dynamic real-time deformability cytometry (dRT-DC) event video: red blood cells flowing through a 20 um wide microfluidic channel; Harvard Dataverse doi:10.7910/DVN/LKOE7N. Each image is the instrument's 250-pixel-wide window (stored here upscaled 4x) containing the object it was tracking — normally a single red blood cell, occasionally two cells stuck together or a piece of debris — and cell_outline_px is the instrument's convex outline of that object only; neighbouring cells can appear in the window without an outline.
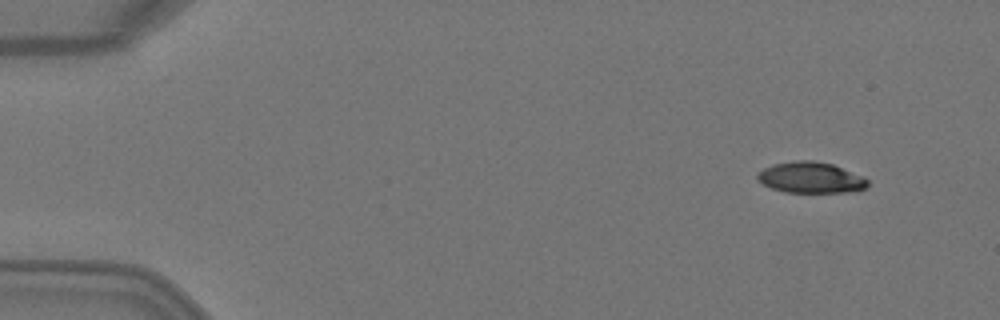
{"species": "Egyptian fruit bat (a non-hibernating species)", "species_latin": "Rousettus aegyptiacus", "temperature_condition": "warm", "stored_images_in_passage": 5, "segment_of_instrument_passage": [1, 2], "camera_frame_rate_fps": 3000, "um_per_image_px": 0.085, "animal": {"sex": "female"}, "frame": {"image": 1, "passage_image": 1, "time_ms": 0.0, "image_size_px": [1000, 320], "cell_outline_px": [[868, 188], [856, 192], [784, 192], [772, 188], [756, 180], [756, 176], [764, 168], [772, 164], [796, 160], [812, 160], [832, 164], [864, 176], [868, 180]], "centroid_in_image_um": [68.95, 15.1], "position_along_channel_um": 16.1, "area_um2": 20.11}}